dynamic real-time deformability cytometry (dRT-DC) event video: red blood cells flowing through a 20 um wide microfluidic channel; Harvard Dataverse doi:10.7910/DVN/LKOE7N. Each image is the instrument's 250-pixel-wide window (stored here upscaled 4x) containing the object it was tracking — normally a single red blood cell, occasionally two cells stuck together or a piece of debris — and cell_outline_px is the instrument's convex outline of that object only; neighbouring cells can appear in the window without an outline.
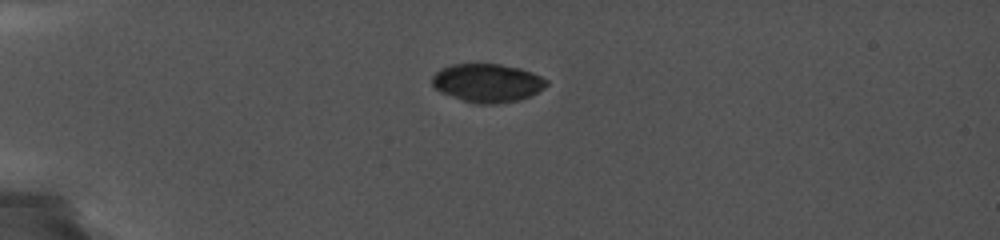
{"species": "common noctule bat (a hibernating species)", "species_latin": "Nyctalus noctula", "temperature_condition": "cold", "stored_images_in_passage": 3, "camera_frame_rate_fps": 5000, "um_per_image_px": 0.085, "animal": {"sex": "female", "body_mass_g": 19.0, "forearm_length_mm": 56.7}, "frame": {"image": 1, "passage_image": 1, "time_ms": 0.0, "image_size_px": [1000, 240], "cell_outline_px": [[548, 84], [544, 88], [520, 100], [496, 104], [476, 104], [440, 92], [432, 84], [432, 76], [440, 68], [452, 64], [500, 64], [520, 68], [532, 72], [548, 80]], "centroid_in_image_um": [41.43, 7.04], "position_along_channel_um": 43.6, "area_um2": 25.61}}